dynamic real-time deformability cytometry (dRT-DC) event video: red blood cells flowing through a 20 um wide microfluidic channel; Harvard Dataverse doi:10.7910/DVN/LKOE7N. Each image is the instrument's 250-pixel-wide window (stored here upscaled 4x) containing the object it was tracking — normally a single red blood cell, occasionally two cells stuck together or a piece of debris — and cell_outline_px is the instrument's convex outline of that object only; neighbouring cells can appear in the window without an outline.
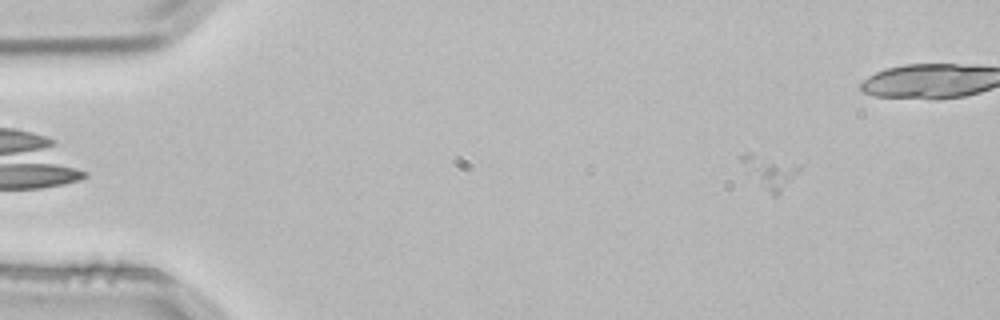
{"species": "common noctule bat (a hibernating species)", "species_latin": "Nyctalus noctula", "temperature_condition": "room temperature", "stored_images_in_passage": 3, "camera_frame_rate_fps": 3000, "um_per_image_px": 0.085, "animal": {"sex": "male", "body_mass_g": 21.5, "forearm_length_mm": 52.0}, "frame": {"image": 1, "passage_image": 3, "time_ms": 0.667, "image_size_px": [1000, 320], "cell_outline_px": [[800, 168], [780, 192], [776, 196], [772, 196], [748, 172], [740, 160], [740, 156], [744, 152], [752, 152]], "centroid_in_image_um": [65.32, 14.59], "position_along_channel_um": 19.7, "area_um2": 10.06}}